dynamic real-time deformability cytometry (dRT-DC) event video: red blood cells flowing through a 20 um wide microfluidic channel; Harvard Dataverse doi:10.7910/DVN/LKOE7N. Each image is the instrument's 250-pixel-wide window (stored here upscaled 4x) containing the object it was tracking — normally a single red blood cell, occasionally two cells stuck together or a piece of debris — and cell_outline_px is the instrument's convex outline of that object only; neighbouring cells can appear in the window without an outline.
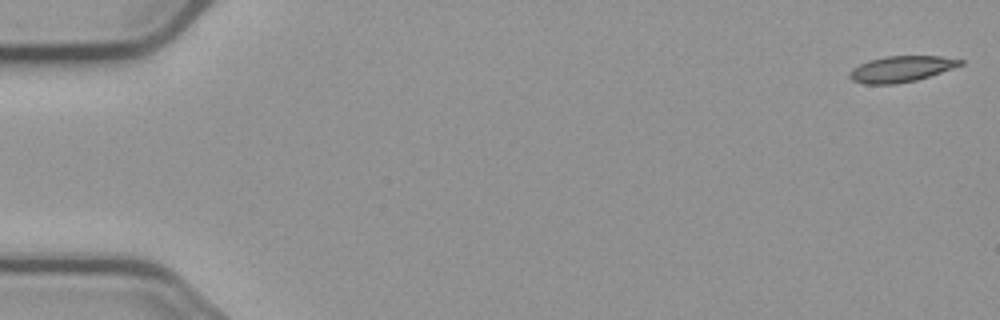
{"species": "common noctule bat (a hibernating species)", "species_latin": "Nyctalus noctula", "temperature_condition": "cold", "stored_images_in_passage": 55, "camera_frame_rate_fps": 3000, "um_per_image_px": 0.085, "animal": {"sex": "male", "body_mass_g": 23.1, "forearm_length_mm": 52.7}, "frame": {"image": 1, "passage_image": 1, "time_ms": 0.0, "image_size_px": [1000, 320], "cell_outline_px": [[964, 64], [916, 80], [896, 84], [864, 84], [852, 80], [848, 76], [848, 72], [852, 68], [868, 60], [884, 56], [940, 56], [964, 60]], "centroid_in_image_um": [76.56, 5.86], "position_along_channel_um": 8.4, "area_um2": 16.76}}
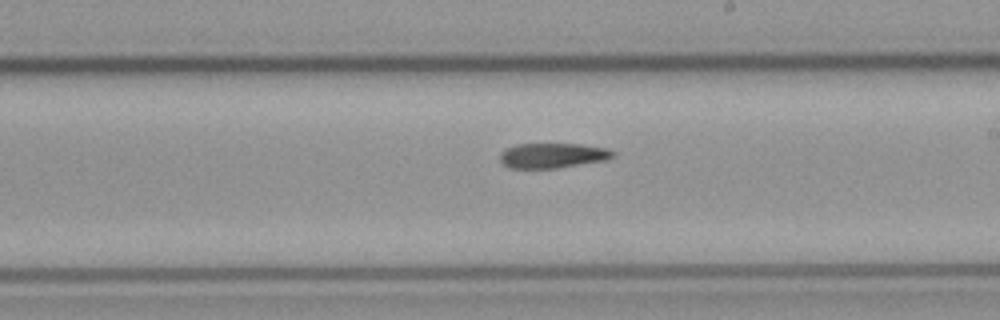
{"frame": {"image": 2, "passage_image": 32, "time_ms": 10.333, "image_size_px": [1000, 320], "cell_outline_px": [[616, 156], [608, 160], [556, 168], [508, 168], [500, 160], [500, 152], [516, 144], [580, 144], [608, 148], [616, 152]], "centroid_in_image_um": [47.03, 13.22], "position_along_channel_um": 242.0, "area_um2": 16.59}}
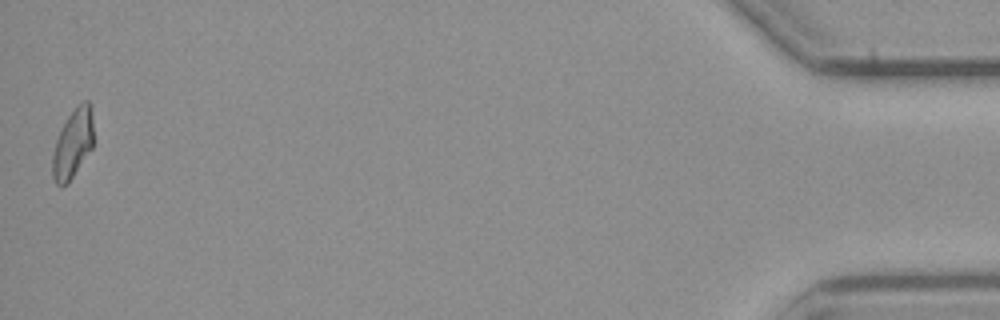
{"frame": {"image": 3, "passage_image": 55, "time_ms": 18.0, "image_size_px": [1000, 320], "cell_outline_px": [[92, 148], [68, 184], [60, 188], [56, 184], [52, 176], [52, 156], [56, 140], [68, 116], [76, 104], [84, 100], [88, 100], [92, 112]], "centroid_in_image_um": [6.18, 12.24], "position_along_channel_um": 429.0, "area_um2": 16.53}}